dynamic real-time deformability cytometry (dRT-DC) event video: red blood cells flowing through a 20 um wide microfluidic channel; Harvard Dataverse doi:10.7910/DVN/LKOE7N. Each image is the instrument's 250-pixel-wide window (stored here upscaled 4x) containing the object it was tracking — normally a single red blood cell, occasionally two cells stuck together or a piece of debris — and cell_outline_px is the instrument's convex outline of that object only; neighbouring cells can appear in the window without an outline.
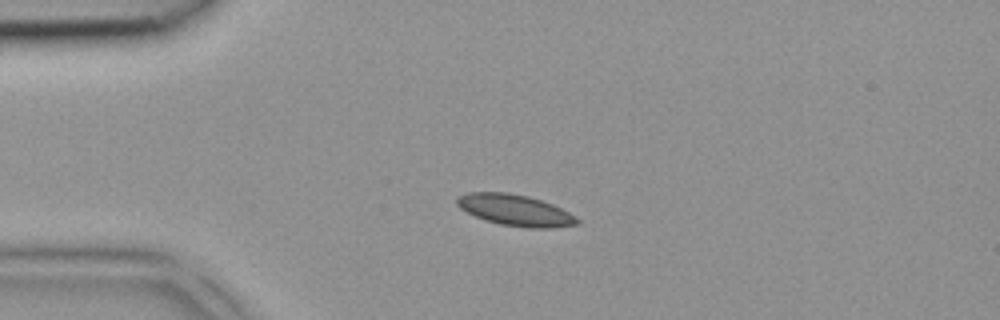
{"species": "common noctule bat (a hibernating species)", "species_latin": "Nyctalus noctula", "temperature_condition": "room temperature", "stored_images_in_passage": 4, "camera_frame_rate_fps": 3000, "um_per_image_px": 0.085, "animal": {"sex": "female", "body_mass_g": 18.4}, "frame": {"image": 1, "passage_image": 2, "time_ms": 0.333, "image_size_px": [1000, 320], "cell_outline_px": [[580, 224], [552, 228], [528, 228], [500, 224], [484, 220], [460, 208], [456, 204], [456, 196], [468, 192], [508, 192], [528, 196], [552, 204], [576, 216], [580, 220]], "centroid_in_image_um": [43.79, 17.86], "position_along_channel_um": 41.2, "area_um2": 21.96}}
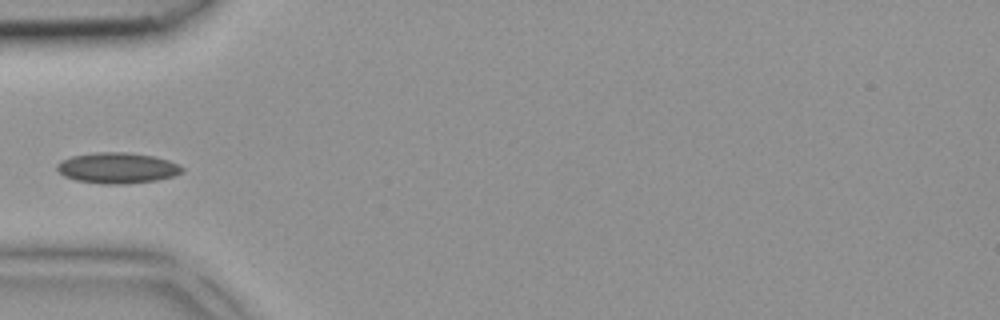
{"frame": {"image": 2, "passage_image": 3, "time_ms": 0.667, "image_size_px": [1000, 320], "cell_outline_px": [[184, 172], [176, 176], [156, 180], [124, 184], [100, 184], [76, 180], [64, 176], [56, 168], [56, 164], [60, 160], [72, 156], [92, 152], [128, 152], [156, 156], [180, 164], [184, 168]], "centroid_in_image_um": [10.0, 14.27], "position_along_channel_um": 75.0, "area_um2": 22.83}}